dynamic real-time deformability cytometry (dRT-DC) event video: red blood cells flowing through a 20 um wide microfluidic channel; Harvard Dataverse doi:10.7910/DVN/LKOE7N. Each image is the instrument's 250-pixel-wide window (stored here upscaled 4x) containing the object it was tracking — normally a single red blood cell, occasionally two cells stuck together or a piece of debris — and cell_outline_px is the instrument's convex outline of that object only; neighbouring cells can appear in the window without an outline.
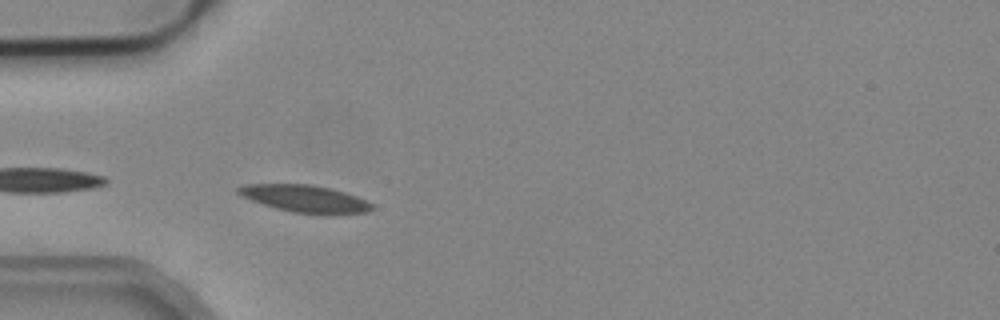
{"species": "common noctule bat (a hibernating species)", "species_latin": "Nyctalus noctula", "temperature_condition": "cold", "stored_images_in_passage": 4, "camera_frame_rate_fps": 3000, "um_per_image_px": 0.085, "animal": {"sex": "male", "body_mass_g": 19.2, "forearm_length_mm": 51.8}, "frame": {"image": 1, "passage_image": 4, "time_ms": 1.0, "image_size_px": [1000, 320], "cell_outline_px": [[376, 208], [368, 212], [332, 216], [324, 216], [292, 212], [276, 208], [252, 200], [236, 192], [236, 188], [244, 184], [312, 184], [344, 192], [368, 200]], "centroid_in_image_um": [26.02, 16.92], "position_along_channel_um": 59.0, "area_um2": 21.68}}